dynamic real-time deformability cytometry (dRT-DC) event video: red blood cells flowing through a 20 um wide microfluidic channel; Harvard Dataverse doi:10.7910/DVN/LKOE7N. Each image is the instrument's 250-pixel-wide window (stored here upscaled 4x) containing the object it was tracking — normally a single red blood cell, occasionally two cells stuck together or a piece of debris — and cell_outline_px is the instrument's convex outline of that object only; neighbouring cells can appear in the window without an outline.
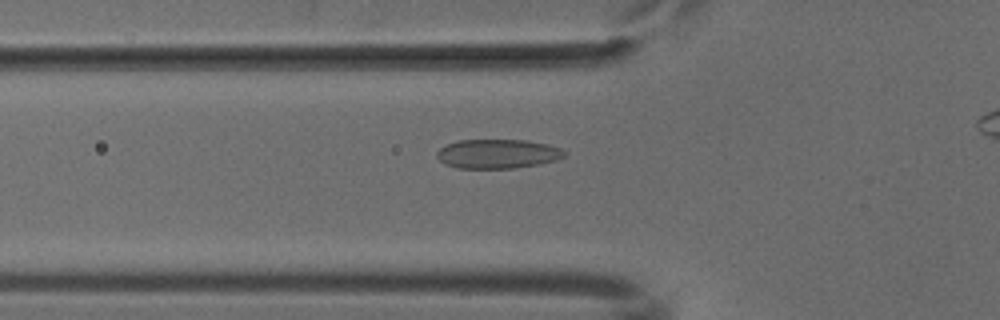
{"species": "common noctule bat (a hibernating species)", "species_latin": "Nyctalus noctula", "temperature_condition": "cold", "stored_images_in_passage": 42, "camera_frame_rate_fps": 3000, "um_per_image_px": 0.085, "animal": {"sex": "male", "body_mass_g": 18.8}, "frame": {"image": 1, "passage_image": 14, "time_ms": 4.333, "image_size_px": [1000, 320], "cell_outline_px": [[568, 152], [564, 156], [556, 160], [540, 164], [516, 168], [456, 168], [444, 164], [436, 156], [436, 152], [440, 148], [448, 144], [460, 140], [528, 140], [548, 144], [560, 148]], "centroid_in_image_um": [42.31, 13.08], "position_along_channel_um": 83.5, "area_um2": 21.85}}
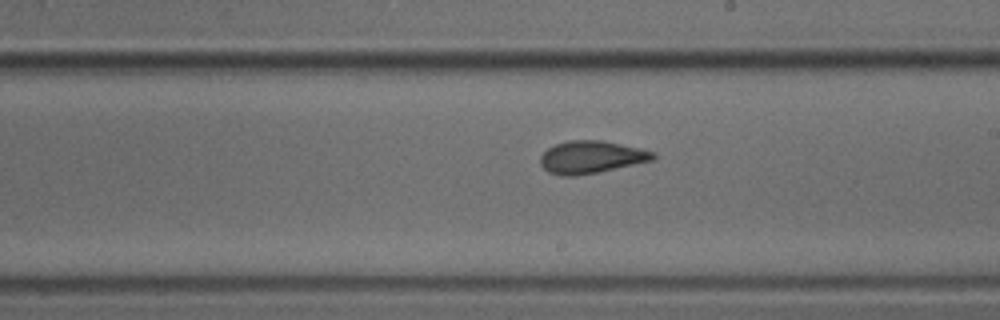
{"frame": {"image": 2, "passage_image": 26, "time_ms": 8.333, "image_size_px": [1000, 320], "cell_outline_px": [[656, 156], [652, 160], [596, 172], [576, 176], [560, 176], [548, 172], [540, 164], [540, 156], [548, 148], [556, 144], [568, 140], [600, 140], [640, 148], [656, 152]], "centroid_in_image_um": [50.22, 13.35], "position_along_channel_um": 238.8, "area_um2": 21.15}}
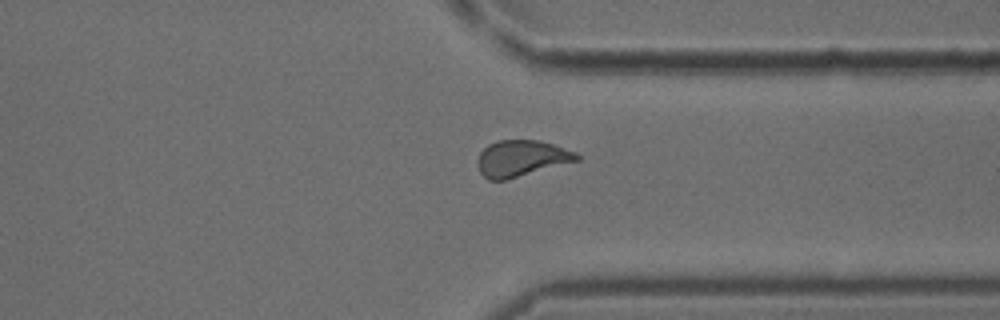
{"frame": {"image": 3, "passage_image": 36, "time_ms": 11.667, "image_size_px": [1000, 320], "cell_outline_px": [[580, 160], [508, 180], [488, 180], [480, 172], [480, 152], [488, 144], [496, 140], [540, 140], [576, 152], [580, 156]], "centroid_in_image_um": [44.36, 13.46], "position_along_channel_um": 367.0, "area_um2": 20.92}}